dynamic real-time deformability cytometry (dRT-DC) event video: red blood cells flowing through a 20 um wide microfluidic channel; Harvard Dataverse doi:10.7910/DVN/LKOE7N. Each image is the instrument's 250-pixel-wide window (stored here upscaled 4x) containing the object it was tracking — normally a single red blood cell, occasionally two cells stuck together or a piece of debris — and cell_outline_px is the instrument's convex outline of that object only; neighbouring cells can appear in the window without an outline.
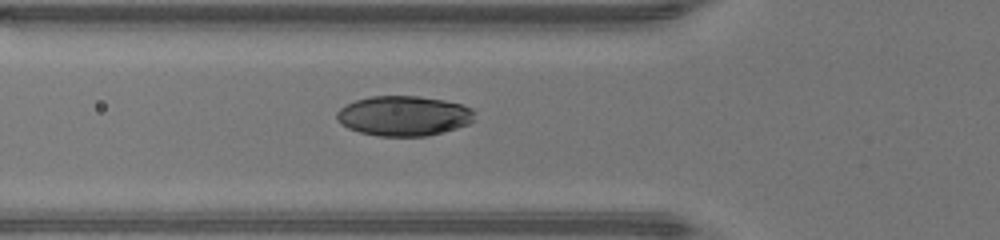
{"species": "human", "species_latin": "Homo sapiens", "temperature_condition": "warm", "stored_images_in_passage": 31, "camera_frame_rate_fps": 3000, "um_per_image_px": 0.085, "donor": {"sex": "male"}, "frame": {"image": 1, "passage_image": 2, "time_ms": 0.333, "image_size_px": [1000, 240], "cell_outline_px": [[476, 112], [472, 120], [468, 124], [444, 132], [428, 136], [376, 136], [360, 132], [348, 128], [340, 124], [336, 120], [336, 112], [340, 108], [356, 100], [372, 96], [420, 96], [444, 100], [460, 104], [472, 108]], "centroid_in_image_um": [34.31, 9.85], "position_along_channel_um": 91.5, "area_um2": 32.25}}
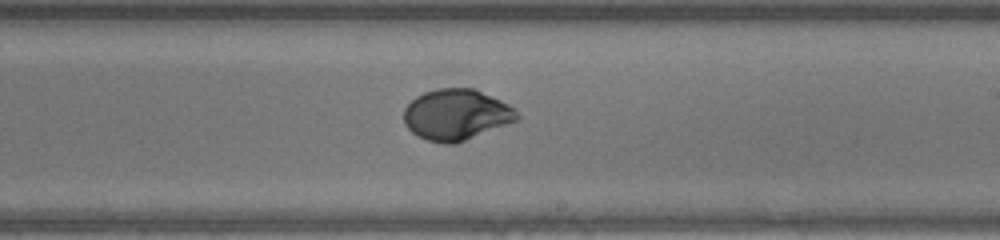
{"frame": {"image": 2, "passage_image": 13, "time_ms": 4.0, "image_size_px": [1000, 240], "cell_outline_px": [[520, 116], [516, 120], [456, 144], [444, 144], [428, 140], [416, 136], [404, 124], [404, 108], [416, 96], [424, 92], [436, 88], [476, 88], [516, 108]], "centroid_in_image_um": [38.77, 9.74], "position_along_channel_um": 250.2, "area_um2": 33.7}}
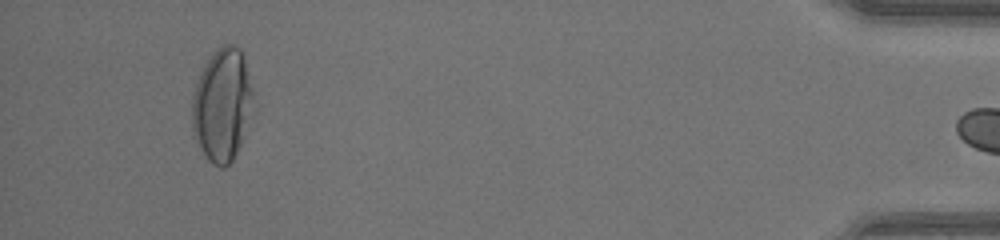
{"frame": {"image": 3, "passage_image": 30, "time_ms": 9.667, "image_size_px": [1000, 240], "cell_outline_px": [[252, 96], [240, 144], [232, 160], [224, 168], [220, 168], [212, 164], [208, 160], [200, 148], [192, 132], [192, 96], [200, 72], [204, 64], [212, 52], [216, 48], [224, 44], [236, 44], [240, 48], [244, 56], [252, 92]], "centroid_in_image_um": [18.82, 8.87], "position_along_channel_um": 416.4, "area_um2": 39.59}}